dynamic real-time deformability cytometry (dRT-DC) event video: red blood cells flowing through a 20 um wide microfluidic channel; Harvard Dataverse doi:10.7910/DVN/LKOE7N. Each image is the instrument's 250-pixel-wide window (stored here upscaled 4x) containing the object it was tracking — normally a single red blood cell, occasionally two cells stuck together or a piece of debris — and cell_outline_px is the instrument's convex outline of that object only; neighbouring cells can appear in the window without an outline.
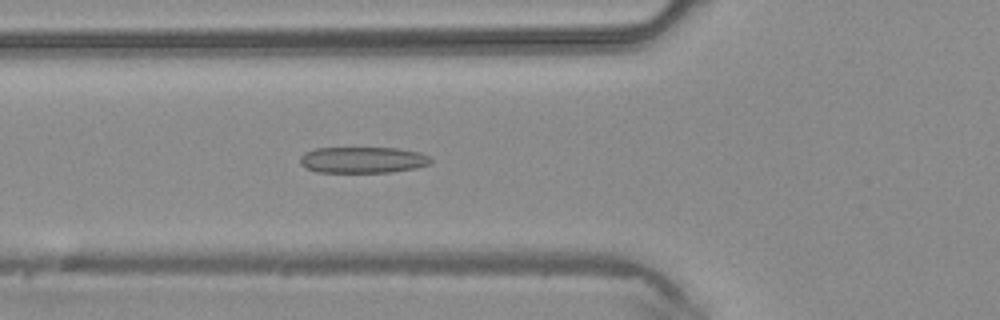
{"species": "common noctule bat (a hibernating species)", "species_latin": "Nyctalus noctula", "temperature_condition": "warm", "stored_images_in_passage": 42, "camera_frame_rate_fps": 3000, "um_per_image_px": 0.085, "animal": {"sex": "male", "body_mass_g": 20.4}, "frame": {"image": 1, "passage_image": 15, "time_ms": 4.667, "image_size_px": [1000, 320], "cell_outline_px": [[432, 160], [428, 164], [416, 168], [392, 172], [316, 172], [300, 164], [300, 156], [304, 152], [316, 148], [400, 148], [420, 152], [428, 156]], "centroid_in_image_um": [30.83, 13.59], "position_along_channel_um": 95.0, "area_um2": 20.0}}
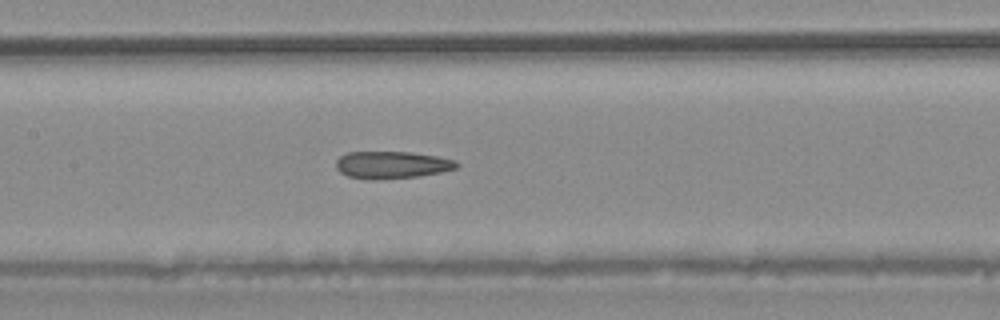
{"frame": {"image": 2, "passage_image": 20, "time_ms": 6.333, "image_size_px": [1000, 320], "cell_outline_px": [[460, 164], [456, 168], [444, 172], [420, 176], [380, 180], [368, 180], [348, 176], [340, 172], [336, 168], [336, 160], [340, 156], [348, 152], [412, 152], [440, 156], [456, 160]], "centroid_in_image_um": [33.35, 14.02], "position_along_channel_um": 174.1, "area_um2": 19.59}}
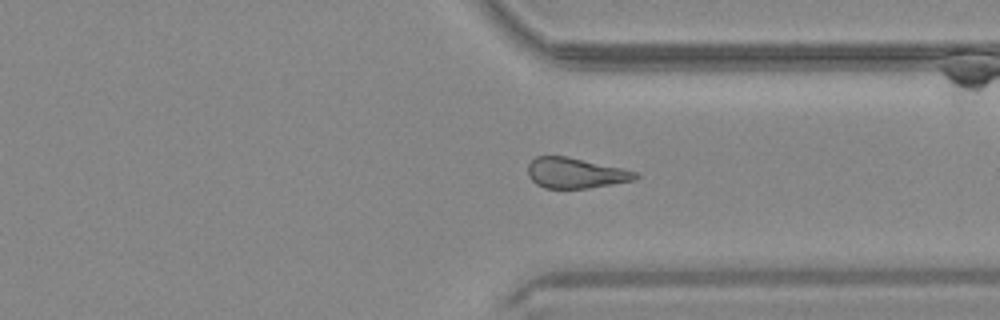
{"frame": {"image": 3, "passage_image": 32, "time_ms": 10.333, "image_size_px": [1000, 320], "cell_outline_px": [[640, 176], [632, 180], [588, 188], [544, 188], [536, 184], [528, 176], [528, 164], [536, 156], [564, 156], [620, 168], [636, 172]], "centroid_in_image_um": [48.85, 14.71], "position_along_channel_um": 362.5, "area_um2": 18.67}}